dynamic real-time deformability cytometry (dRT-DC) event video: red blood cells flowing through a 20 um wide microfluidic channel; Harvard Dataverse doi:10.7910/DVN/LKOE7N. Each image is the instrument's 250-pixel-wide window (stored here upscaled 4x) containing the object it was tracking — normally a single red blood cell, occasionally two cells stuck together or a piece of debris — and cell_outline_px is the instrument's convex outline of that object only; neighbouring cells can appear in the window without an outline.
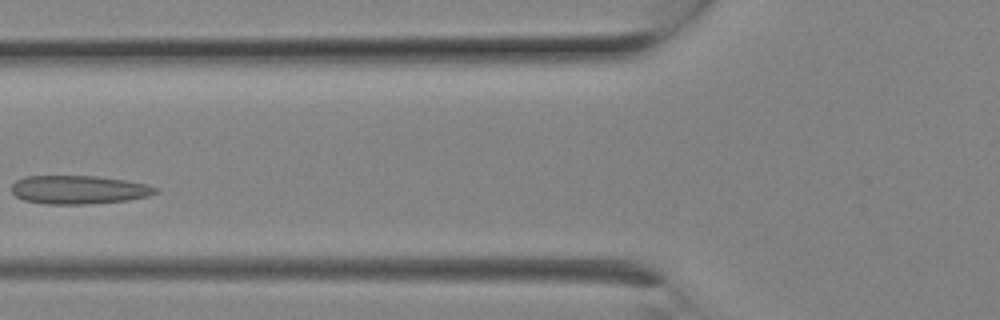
{"species": "Egyptian fruit bat (a non-hibernating species)", "species_latin": "Rousettus aegyptiacus", "temperature_condition": "room temperature", "stored_images_in_passage": 7, "camera_frame_rate_fps": 3000, "um_per_image_px": 0.085, "animal": {"sex": "female"}, "frame": {"image": 1, "passage_image": 5, "time_ms": 1.333, "image_size_px": [1000, 320], "cell_outline_px": [[160, 188], [156, 192], [148, 196], [128, 200], [88, 204], [44, 204], [24, 200], [16, 196], [12, 192], [12, 184], [16, 180], [24, 176], [96, 176], [128, 180], [148, 184]], "centroid_in_image_um": [6.71, 16.12], "position_along_channel_um": 119.1, "area_um2": 24.1}}
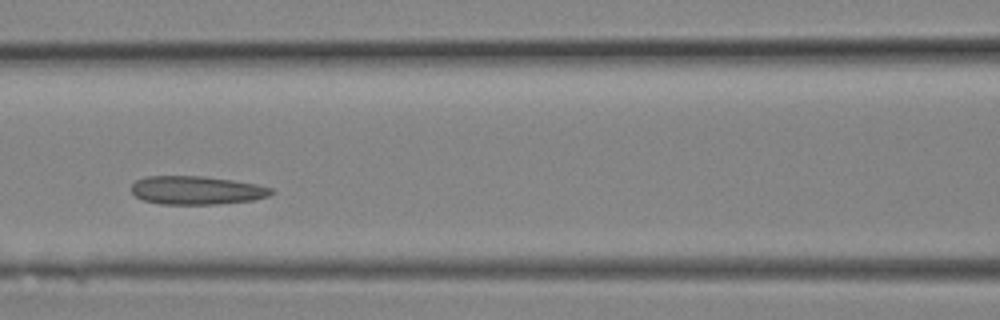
{"frame": {"image": 2, "passage_image": 6, "time_ms": 1.667, "image_size_px": [1000, 320], "cell_outline_px": [[276, 192], [268, 196], [252, 200], [216, 204], [160, 204], [144, 200], [136, 196], [132, 192], [132, 184], [136, 180], [144, 176], [204, 176], [232, 180], [256, 184], [272, 188]], "centroid_in_image_um": [16.71, 16.17], "position_along_channel_um": 149.9, "area_um2": 23.18}}
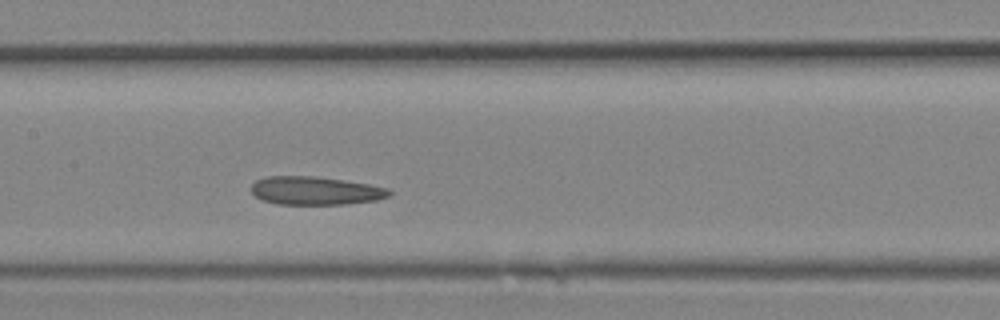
{"frame": {"image": 3, "passage_image": 7, "time_ms": 2.0, "image_size_px": [1000, 320], "cell_outline_px": [[392, 192], [388, 196], [376, 200], [344, 204], [276, 204], [264, 200], [256, 196], [252, 192], [252, 184], [256, 180], [268, 176], [316, 176], [344, 180], [368, 184], [388, 188]], "centroid_in_image_um": [26.81, 16.2], "position_along_channel_um": 180.6, "area_um2": 22.6}}